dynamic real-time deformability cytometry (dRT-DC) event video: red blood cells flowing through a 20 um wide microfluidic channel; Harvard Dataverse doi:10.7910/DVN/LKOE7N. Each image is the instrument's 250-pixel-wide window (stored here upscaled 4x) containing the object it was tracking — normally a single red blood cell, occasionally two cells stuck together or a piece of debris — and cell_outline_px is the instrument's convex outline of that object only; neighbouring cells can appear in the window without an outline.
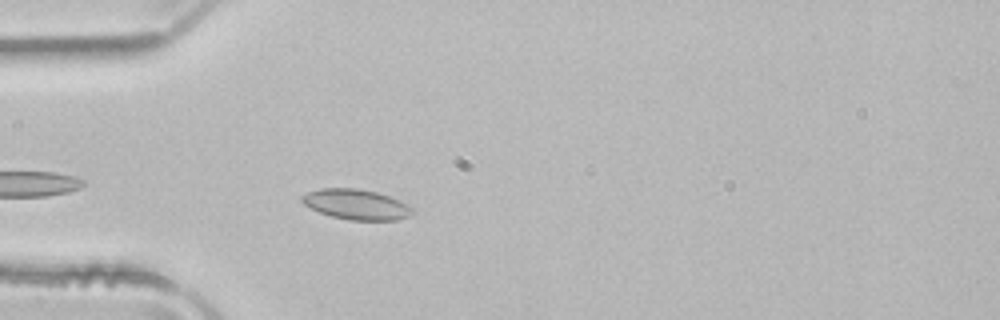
{"species": "common noctule bat (a hibernating species)", "species_latin": "Nyctalus noctula", "temperature_condition": "room temperature", "stored_images_in_passage": 31, "camera_frame_rate_fps": 3000, "um_per_image_px": 0.085, "animal": {"sex": "male", "body_mass_g": 21.5, "forearm_length_mm": 52.0}, "frame": {"image": 1, "passage_image": 2, "time_ms": 0.333, "image_size_px": [1000, 320], "cell_outline_px": [[412, 216], [396, 220], [348, 220], [332, 216], [320, 212], [304, 204], [300, 200], [300, 196], [308, 192], [320, 188], [360, 188], [376, 192], [388, 196], [408, 204], [412, 208]], "centroid_in_image_um": [30.28, 17.37], "position_along_channel_um": 54.7, "area_um2": 19.48}}
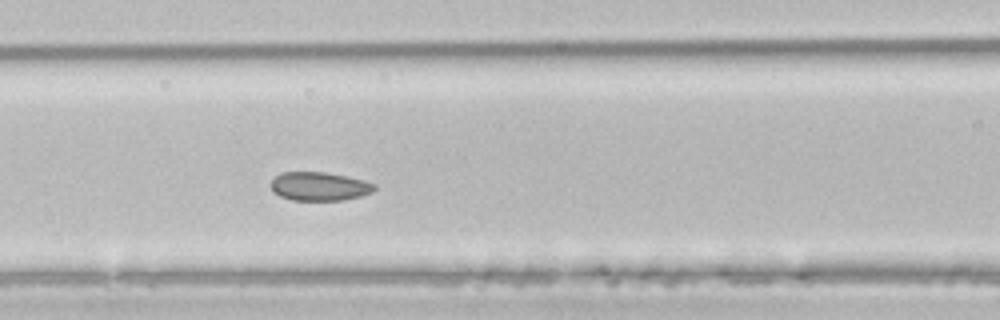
{"frame": {"image": 2, "passage_image": 9, "time_ms": 2.667, "image_size_px": [1000, 320], "cell_outline_px": [[376, 188], [372, 192], [360, 196], [340, 200], [292, 200], [280, 196], [272, 192], [272, 180], [280, 172], [324, 172], [348, 176], [364, 180], [376, 184]], "centroid_in_image_um": [27.15, 15.83], "position_along_channel_um": 139.4, "area_um2": 17.28}}
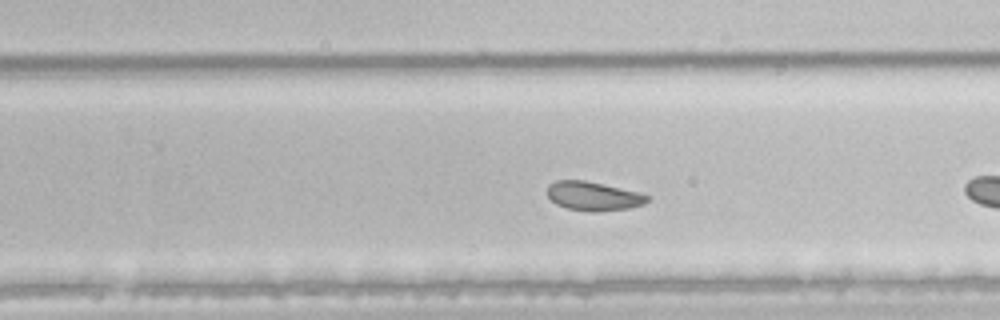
{"frame": {"image": 3, "passage_image": 17, "time_ms": 5.333, "image_size_px": [1000, 320], "cell_outline_px": [[652, 196], [644, 204], [628, 208], [600, 212], [592, 212], [568, 208], [556, 204], [548, 196], [548, 184], [556, 180], [584, 180], [640, 192]], "centroid_in_image_um": [50.46, 16.67], "position_along_channel_um": 279.3, "area_um2": 16.94}, "authors_computed_cell_mechanics": {"area_um2": 17.6868, "velocity_mm_per_s": 3.9383, "shape_relaxation_time_tau1_ms": null, "shape_relaxation_time_tau2_ms": 2.1995, "deformation_change_tau1": null, "deformation_change_tau2": 0.0685}}